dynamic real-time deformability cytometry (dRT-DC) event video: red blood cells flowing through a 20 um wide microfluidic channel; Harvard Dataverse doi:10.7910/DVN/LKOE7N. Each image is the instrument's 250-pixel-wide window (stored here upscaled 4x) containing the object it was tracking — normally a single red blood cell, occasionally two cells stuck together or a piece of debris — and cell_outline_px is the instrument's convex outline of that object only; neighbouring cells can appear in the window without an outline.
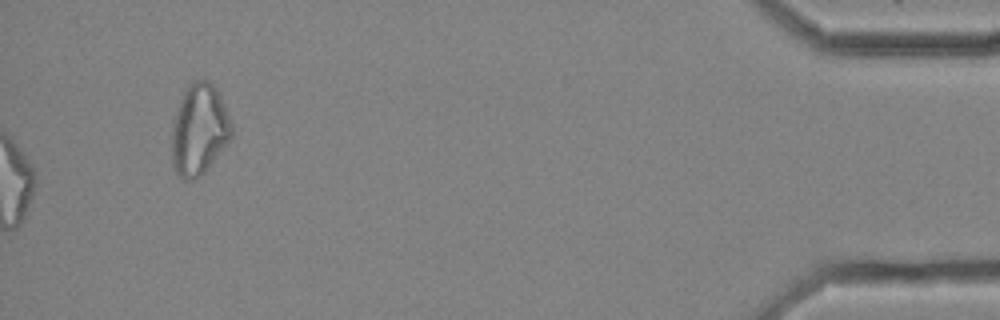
{"species": "common noctule bat (a hibernating species)", "species_latin": "Nyctalus noctula", "temperature_condition": "cold", "stored_images_in_passage": 59, "camera_frame_rate_fps": 3000, "um_per_image_px": 0.085, "animal": {"sex": "female", "body_mass_g": 25.1}, "frame": {"image": 1, "passage_image": 59, "time_ms": 19.333, "image_size_px": [1000, 320], "cell_outline_px": [[232, 136], [204, 172], [200, 176], [192, 180], [184, 180], [176, 172], [172, 164], [172, 120], [180, 100], [188, 84], [192, 80], [208, 80], [216, 88], [220, 96], [232, 124]], "centroid_in_image_um": [16.9, 11.0], "position_along_channel_um": 418.3, "area_um2": 31.56}, "authors_computed_cell_mechanics": {"area_um2": 25.7788, "velocity_mm_per_s": 3.5297, "shape_relaxation_time_tau1_ms": null, "shape_relaxation_time_tau2_ms": 4.9549, "deformation_change_tau1": null, "deformation_change_tau2": 0.152}}